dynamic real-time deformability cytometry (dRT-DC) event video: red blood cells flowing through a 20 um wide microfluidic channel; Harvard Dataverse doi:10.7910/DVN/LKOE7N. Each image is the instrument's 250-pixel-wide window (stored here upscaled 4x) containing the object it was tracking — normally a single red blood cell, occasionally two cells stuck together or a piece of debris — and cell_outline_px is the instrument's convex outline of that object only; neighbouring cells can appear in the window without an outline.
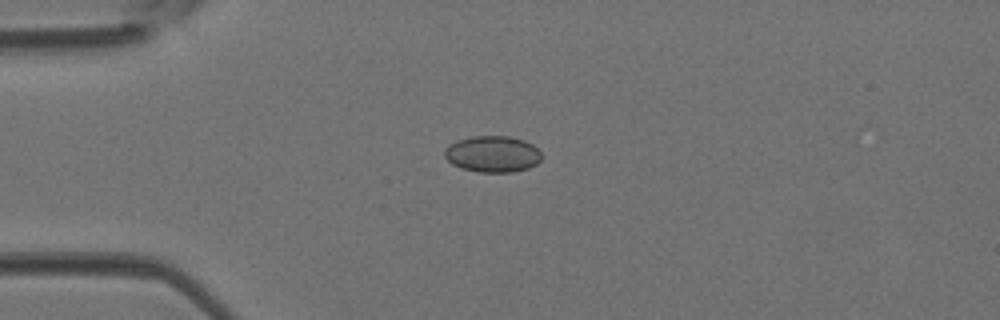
{"species": "Egyptian fruit bat (a non-hibernating species)", "species_latin": "Rousettus aegyptiacus", "temperature_condition": "room temperature", "stored_images_in_passage": 2, "camera_frame_rate_fps": 3000, "um_per_image_px": 0.085, "animal": {"sex": "female"}, "frame": {"image": 1, "passage_image": 1, "time_ms": 0.0, "image_size_px": [1000, 320], "cell_outline_px": [[540, 160], [536, 164], [528, 168], [512, 172], [480, 172], [460, 168], [452, 164], [444, 156], [444, 148], [448, 144], [456, 140], [472, 136], [508, 136], [524, 140], [532, 144], [540, 152]], "centroid_in_image_um": [41.82, 13.09], "position_along_channel_um": 43.2, "area_um2": 20.63}}